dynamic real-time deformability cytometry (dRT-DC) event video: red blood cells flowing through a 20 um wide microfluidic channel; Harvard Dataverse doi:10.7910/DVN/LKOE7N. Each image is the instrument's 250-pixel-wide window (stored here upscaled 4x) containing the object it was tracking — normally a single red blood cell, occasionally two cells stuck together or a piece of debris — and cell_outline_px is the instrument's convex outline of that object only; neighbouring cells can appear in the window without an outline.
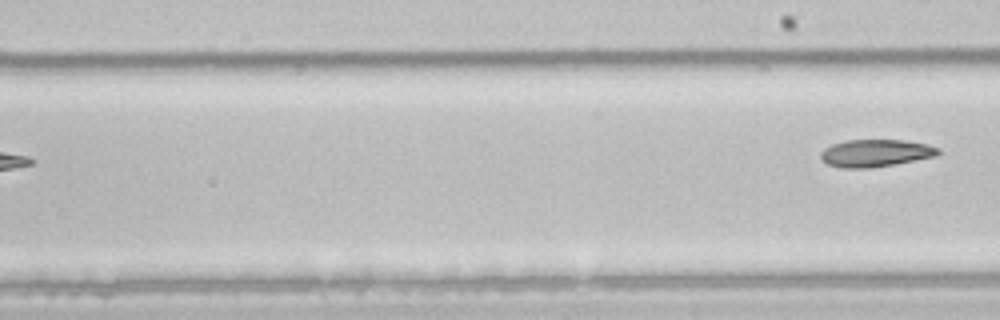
{"species": "common noctule bat (a hibernating species)", "species_latin": "Nyctalus noctula", "temperature_condition": "room temperature", "stored_images_in_passage": 7, "segment_of_instrument_passage": [2, 2], "camera_frame_rate_fps": 3000, "um_per_image_px": 0.085, "animal": {"sex": "male", "body_mass_g": 21.5, "forearm_length_mm": 52.0}, "frame": {"image": 1, "passage_image": 7, "time_ms": 2.0, "image_size_px": [1000, 320], "cell_outline_px": [[940, 152], [936, 156], [892, 164], [868, 168], [840, 168], [828, 164], [820, 160], [820, 152], [824, 148], [832, 144], [848, 140], [904, 140], [928, 144], [940, 148]], "centroid_in_image_um": [74.39, 13.01], "position_along_channel_um": 214.6, "area_um2": 18.73}}